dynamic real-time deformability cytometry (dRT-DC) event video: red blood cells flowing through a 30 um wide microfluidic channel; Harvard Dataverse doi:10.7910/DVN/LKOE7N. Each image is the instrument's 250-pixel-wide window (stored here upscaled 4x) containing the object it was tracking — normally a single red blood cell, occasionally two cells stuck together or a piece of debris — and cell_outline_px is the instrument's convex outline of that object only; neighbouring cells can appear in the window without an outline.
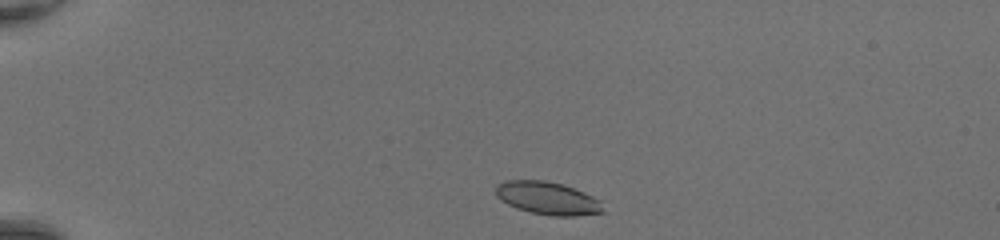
{"species": "common noctule bat (a hibernating species)", "species_latin": "Nyctalus noctula", "temperature_condition": "room temperature", "stored_images_in_passage": 39, "camera_frame_rate_fps": 3000, "um_per_image_px": 0.085, "animal": {"sex": "female", "body_mass_g": 20.0, "forearm_length_mm": 54.0}, "frame": {"image": 1, "passage_image": 2, "time_ms": 0.333, "image_size_px": [1000, 240], "cell_outline_px": [[604, 212], [576, 216], [552, 216], [532, 212], [516, 208], [500, 200], [496, 196], [496, 184], [504, 180], [544, 180], [564, 184], [584, 192], [600, 200]], "centroid_in_image_um": [46.53, 16.84], "position_along_channel_um": 38.5, "area_um2": 20.63}}
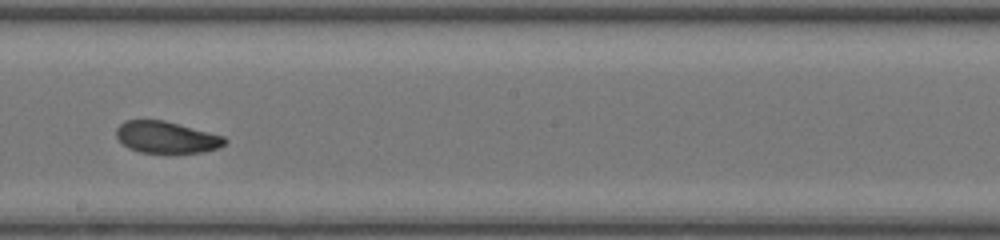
{"frame": {"image": 2, "passage_image": 20, "time_ms": 6.333, "image_size_px": [1000, 240], "cell_outline_px": [[228, 140], [220, 148], [204, 152], [140, 152], [128, 148], [116, 136], [116, 128], [124, 120], [164, 120], [224, 136]], "centroid_in_image_um": [14.15, 11.66], "position_along_channel_um": 234.0, "area_um2": 19.94}}
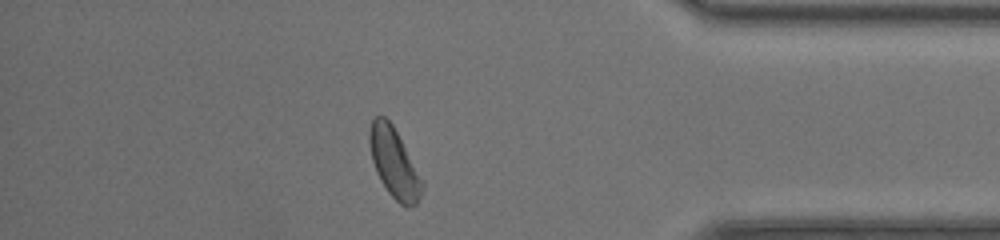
{"frame": {"image": 3, "passage_image": 33, "time_ms": 10.667, "image_size_px": [1000, 240], "cell_outline_px": [[424, 184], [420, 196], [416, 204], [408, 208], [400, 204], [388, 192], [380, 180], [376, 172], [372, 160], [368, 140], [368, 132], [372, 120], [376, 116], [384, 116], [392, 124]], "centroid_in_image_um": [33.47, 13.86], "position_along_channel_um": 401.7, "area_um2": 20.92}, "authors_computed_cell_mechanics": {"area_um2": 20.9236, "velocity_mm_per_s": 4.3896, "shape_relaxation_time_tau1_ms": 7.1994, "shape_relaxation_time_tau2_ms": 2.1914, "deformation_change_tau1": 0.1699, "deformation_change_tau2": 0.0939}}